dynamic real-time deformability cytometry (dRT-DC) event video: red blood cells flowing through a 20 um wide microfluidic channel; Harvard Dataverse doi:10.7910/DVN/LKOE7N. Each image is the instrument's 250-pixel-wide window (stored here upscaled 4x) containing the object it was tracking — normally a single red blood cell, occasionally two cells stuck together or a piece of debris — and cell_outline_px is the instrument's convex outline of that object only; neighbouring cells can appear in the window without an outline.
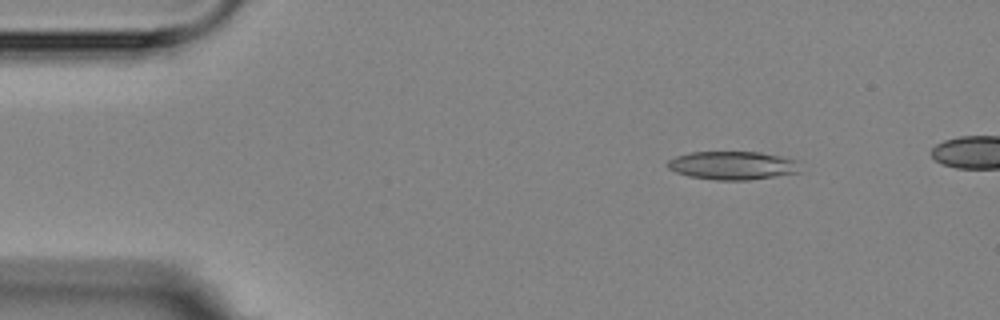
{"species": "Egyptian fruit bat (a non-hibernating species)", "species_latin": "Rousettus aegyptiacus", "temperature_condition": "room temperature", "stored_images_in_passage": 6, "camera_frame_rate_fps": 3000, "um_per_image_px": 0.085, "animal": {"sex": "female"}, "frame": {"image": 1, "passage_image": 2, "time_ms": 2.0, "image_size_px": [1000, 320], "cell_outline_px": [[800, 172], [748, 180], [716, 180], [688, 176], [676, 172], [668, 168], [664, 164], [668, 160], [676, 156], [688, 152], [760, 152], [780, 156], [796, 160]], "centroid_in_image_um": [62.21, 14.06], "position_along_channel_um": 22.8, "area_um2": 21.91}}